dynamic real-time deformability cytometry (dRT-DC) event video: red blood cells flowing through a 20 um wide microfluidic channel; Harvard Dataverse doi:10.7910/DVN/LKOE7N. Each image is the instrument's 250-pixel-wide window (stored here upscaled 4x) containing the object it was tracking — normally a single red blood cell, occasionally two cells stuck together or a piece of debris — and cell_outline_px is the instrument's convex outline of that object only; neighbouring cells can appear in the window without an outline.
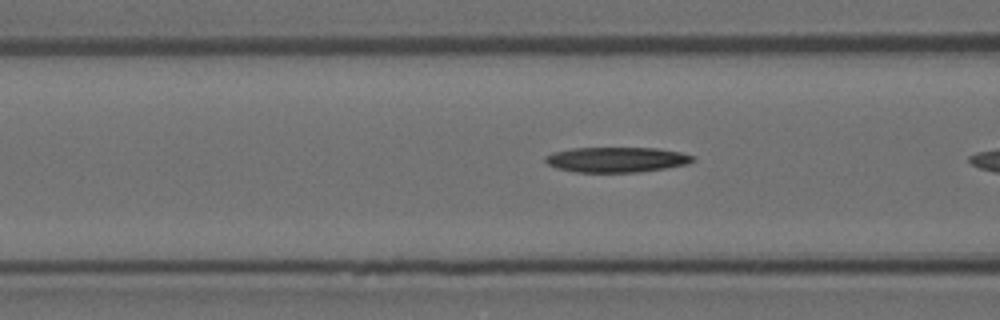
{"species": "Egyptian fruit bat (a non-hibernating species)", "species_latin": "Rousettus aegyptiacus", "temperature_condition": "room temperature", "stored_images_in_passage": 39, "camera_frame_rate_fps": 3000, "um_per_image_px": 0.085, "animal": {"sex": "female"}, "frame": {"image": 1, "passage_image": 17, "time_ms": 5.333, "image_size_px": [1000, 320], "cell_outline_px": [[696, 160], [688, 164], [664, 168], [636, 172], [576, 172], [556, 168], [548, 164], [544, 160], [544, 156], [552, 152], [572, 148], [656, 148], [680, 152], [692, 156]], "centroid_in_image_um": [52.37, 13.56], "position_along_channel_um": 114.2, "area_um2": 21.62}}
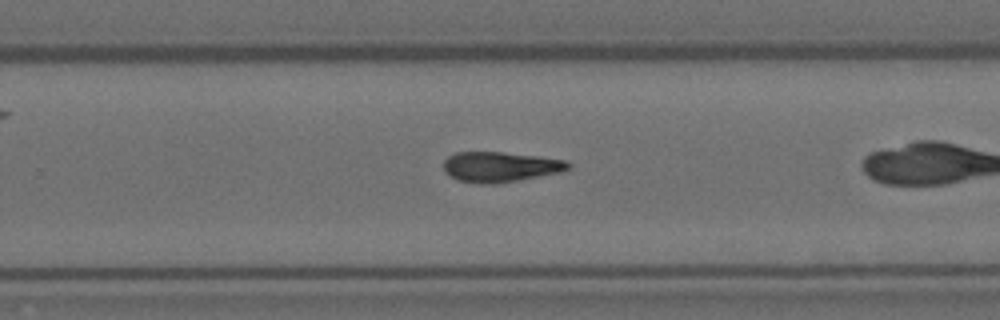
{"frame": {"image": 2, "passage_image": 31, "time_ms": 10.0, "image_size_px": [1000, 320], "cell_outline_px": [[572, 164], [568, 168], [560, 172], [520, 180], [496, 184], [480, 184], [456, 180], [444, 172], [444, 160], [448, 156], [456, 152], [504, 152], [540, 156], [568, 160]], "centroid_in_image_um": [42.52, 14.18], "position_along_channel_um": 287.3, "area_um2": 22.25}}
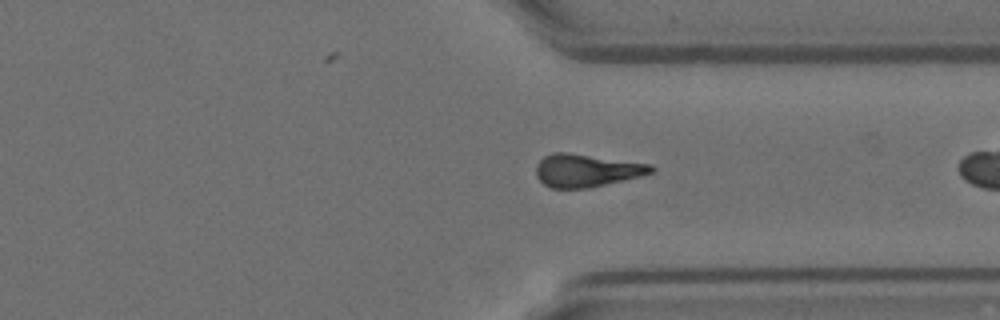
{"frame": {"image": 3, "passage_image": 37, "time_ms": 12.0, "image_size_px": [1000, 320], "cell_outline_px": [[656, 168], [652, 172], [640, 176], [588, 188], [552, 188], [544, 184], [536, 176], [536, 164], [544, 156], [552, 152], [568, 152], [652, 164]], "centroid_in_image_um": [49.84, 14.47], "position_along_channel_um": 361.6, "area_um2": 22.02}}